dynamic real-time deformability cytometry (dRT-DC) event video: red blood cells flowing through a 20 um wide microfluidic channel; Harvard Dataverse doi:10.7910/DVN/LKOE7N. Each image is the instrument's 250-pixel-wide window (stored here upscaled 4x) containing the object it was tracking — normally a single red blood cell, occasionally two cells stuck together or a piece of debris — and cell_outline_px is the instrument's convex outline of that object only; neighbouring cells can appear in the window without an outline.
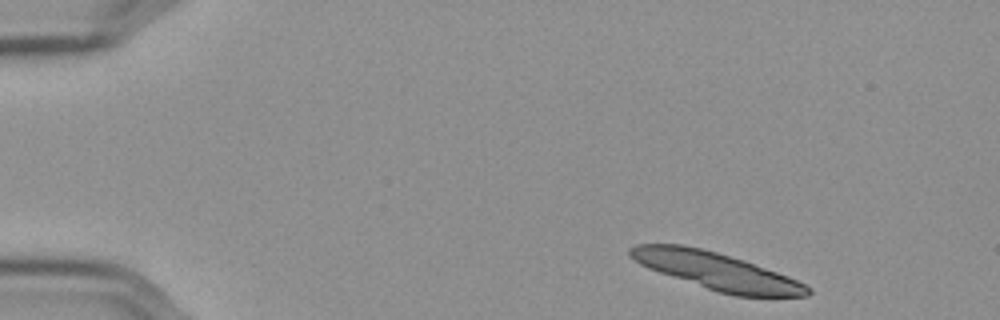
{"species": "Egyptian fruit bat (a non-hibernating species)", "species_latin": "Rousettus aegyptiacus", "temperature_condition": "cold", "stored_images_in_passage": 12, "camera_frame_rate_fps": 3000, "um_per_image_px": 0.085, "frame": {"image": 1, "passage_image": 2, "time_ms": 0.333, "image_size_px": [1000, 320], "cell_outline_px": [[812, 292], [808, 296], [736, 296], [720, 292], [648, 268], [632, 260], [628, 256], [628, 248], [636, 244], [680, 244], [700, 248], [716, 252], [744, 260], [788, 276], [812, 288]], "centroid_in_image_um": [60.89, 23.03], "position_along_channel_um": 24.1, "area_um2": 37.97}}